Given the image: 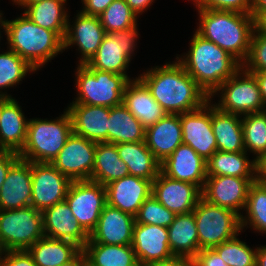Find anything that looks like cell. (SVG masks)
<instances>
[{"label": "cell", "mask_w": 266, "mask_h": 266, "mask_svg": "<svg viewBox=\"0 0 266 266\" xmlns=\"http://www.w3.org/2000/svg\"><path fill=\"white\" fill-rule=\"evenodd\" d=\"M123 104L145 128L155 124L167 114L138 78L127 84Z\"/></svg>", "instance_id": "27"}, {"label": "cell", "mask_w": 266, "mask_h": 266, "mask_svg": "<svg viewBox=\"0 0 266 266\" xmlns=\"http://www.w3.org/2000/svg\"><path fill=\"white\" fill-rule=\"evenodd\" d=\"M145 141V127L124 104L109 108L107 143Z\"/></svg>", "instance_id": "33"}, {"label": "cell", "mask_w": 266, "mask_h": 266, "mask_svg": "<svg viewBox=\"0 0 266 266\" xmlns=\"http://www.w3.org/2000/svg\"><path fill=\"white\" fill-rule=\"evenodd\" d=\"M81 250L74 242L47 236L27 249L36 266H60L72 260Z\"/></svg>", "instance_id": "34"}, {"label": "cell", "mask_w": 266, "mask_h": 266, "mask_svg": "<svg viewBox=\"0 0 266 266\" xmlns=\"http://www.w3.org/2000/svg\"><path fill=\"white\" fill-rule=\"evenodd\" d=\"M82 266H91L88 262H85Z\"/></svg>", "instance_id": "61"}, {"label": "cell", "mask_w": 266, "mask_h": 266, "mask_svg": "<svg viewBox=\"0 0 266 266\" xmlns=\"http://www.w3.org/2000/svg\"><path fill=\"white\" fill-rule=\"evenodd\" d=\"M254 18V28L257 32L266 34V10L251 11Z\"/></svg>", "instance_id": "51"}, {"label": "cell", "mask_w": 266, "mask_h": 266, "mask_svg": "<svg viewBox=\"0 0 266 266\" xmlns=\"http://www.w3.org/2000/svg\"><path fill=\"white\" fill-rule=\"evenodd\" d=\"M77 65L74 73L77 95L72 103L108 108L123 104L124 91L130 82L125 75Z\"/></svg>", "instance_id": "6"}, {"label": "cell", "mask_w": 266, "mask_h": 266, "mask_svg": "<svg viewBox=\"0 0 266 266\" xmlns=\"http://www.w3.org/2000/svg\"><path fill=\"white\" fill-rule=\"evenodd\" d=\"M256 266H266V245H260L257 249Z\"/></svg>", "instance_id": "54"}, {"label": "cell", "mask_w": 266, "mask_h": 266, "mask_svg": "<svg viewBox=\"0 0 266 266\" xmlns=\"http://www.w3.org/2000/svg\"><path fill=\"white\" fill-rule=\"evenodd\" d=\"M86 262V257L81 250L72 260L60 265V266H82Z\"/></svg>", "instance_id": "53"}, {"label": "cell", "mask_w": 266, "mask_h": 266, "mask_svg": "<svg viewBox=\"0 0 266 266\" xmlns=\"http://www.w3.org/2000/svg\"><path fill=\"white\" fill-rule=\"evenodd\" d=\"M258 179L266 183V156L258 163Z\"/></svg>", "instance_id": "55"}, {"label": "cell", "mask_w": 266, "mask_h": 266, "mask_svg": "<svg viewBox=\"0 0 266 266\" xmlns=\"http://www.w3.org/2000/svg\"><path fill=\"white\" fill-rule=\"evenodd\" d=\"M137 26L138 24L122 31L106 33L97 52L83 65L87 69L125 75L130 81L137 79V76L132 79L127 73L140 38Z\"/></svg>", "instance_id": "9"}, {"label": "cell", "mask_w": 266, "mask_h": 266, "mask_svg": "<svg viewBox=\"0 0 266 266\" xmlns=\"http://www.w3.org/2000/svg\"><path fill=\"white\" fill-rule=\"evenodd\" d=\"M147 266H194L193 259L173 256L170 259L151 263Z\"/></svg>", "instance_id": "49"}, {"label": "cell", "mask_w": 266, "mask_h": 266, "mask_svg": "<svg viewBox=\"0 0 266 266\" xmlns=\"http://www.w3.org/2000/svg\"><path fill=\"white\" fill-rule=\"evenodd\" d=\"M193 262L194 266H228L213 248L198 251Z\"/></svg>", "instance_id": "46"}, {"label": "cell", "mask_w": 266, "mask_h": 266, "mask_svg": "<svg viewBox=\"0 0 266 266\" xmlns=\"http://www.w3.org/2000/svg\"><path fill=\"white\" fill-rule=\"evenodd\" d=\"M151 194L168 210L186 214L195 209L202 198V189L192 183L172 179L160 171L152 181Z\"/></svg>", "instance_id": "17"}, {"label": "cell", "mask_w": 266, "mask_h": 266, "mask_svg": "<svg viewBox=\"0 0 266 266\" xmlns=\"http://www.w3.org/2000/svg\"><path fill=\"white\" fill-rule=\"evenodd\" d=\"M160 171L172 179L189 182L203 189L207 178V160L182 143L160 164Z\"/></svg>", "instance_id": "18"}, {"label": "cell", "mask_w": 266, "mask_h": 266, "mask_svg": "<svg viewBox=\"0 0 266 266\" xmlns=\"http://www.w3.org/2000/svg\"><path fill=\"white\" fill-rule=\"evenodd\" d=\"M169 248L173 256L193 259L199 251L198 232L193 212L176 214L167 228Z\"/></svg>", "instance_id": "31"}, {"label": "cell", "mask_w": 266, "mask_h": 266, "mask_svg": "<svg viewBox=\"0 0 266 266\" xmlns=\"http://www.w3.org/2000/svg\"><path fill=\"white\" fill-rule=\"evenodd\" d=\"M55 119L30 118L26 143L18 154L28 162L51 163L73 133L72 120L66 109Z\"/></svg>", "instance_id": "5"}, {"label": "cell", "mask_w": 266, "mask_h": 266, "mask_svg": "<svg viewBox=\"0 0 266 266\" xmlns=\"http://www.w3.org/2000/svg\"><path fill=\"white\" fill-rule=\"evenodd\" d=\"M131 246L140 266L173 257L167 227L135 223Z\"/></svg>", "instance_id": "19"}, {"label": "cell", "mask_w": 266, "mask_h": 266, "mask_svg": "<svg viewBox=\"0 0 266 266\" xmlns=\"http://www.w3.org/2000/svg\"><path fill=\"white\" fill-rule=\"evenodd\" d=\"M197 12L199 22L196 32L243 64L248 58L255 29L253 16L213 9H197Z\"/></svg>", "instance_id": "3"}, {"label": "cell", "mask_w": 266, "mask_h": 266, "mask_svg": "<svg viewBox=\"0 0 266 266\" xmlns=\"http://www.w3.org/2000/svg\"><path fill=\"white\" fill-rule=\"evenodd\" d=\"M266 10V0H253L252 11Z\"/></svg>", "instance_id": "57"}, {"label": "cell", "mask_w": 266, "mask_h": 266, "mask_svg": "<svg viewBox=\"0 0 266 266\" xmlns=\"http://www.w3.org/2000/svg\"><path fill=\"white\" fill-rule=\"evenodd\" d=\"M246 151L224 152L217 150L207 160V176H234L258 178V162L250 159Z\"/></svg>", "instance_id": "28"}, {"label": "cell", "mask_w": 266, "mask_h": 266, "mask_svg": "<svg viewBox=\"0 0 266 266\" xmlns=\"http://www.w3.org/2000/svg\"><path fill=\"white\" fill-rule=\"evenodd\" d=\"M0 53V96L12 98L6 89L17 87L31 73L37 72L16 52L7 48ZM4 92H3V91Z\"/></svg>", "instance_id": "39"}, {"label": "cell", "mask_w": 266, "mask_h": 266, "mask_svg": "<svg viewBox=\"0 0 266 266\" xmlns=\"http://www.w3.org/2000/svg\"><path fill=\"white\" fill-rule=\"evenodd\" d=\"M237 234L213 249L228 266H256V252L258 247L251 248L245 241H241Z\"/></svg>", "instance_id": "40"}, {"label": "cell", "mask_w": 266, "mask_h": 266, "mask_svg": "<svg viewBox=\"0 0 266 266\" xmlns=\"http://www.w3.org/2000/svg\"><path fill=\"white\" fill-rule=\"evenodd\" d=\"M212 129L217 150L224 152L245 151L241 115L220 111L212 102Z\"/></svg>", "instance_id": "30"}, {"label": "cell", "mask_w": 266, "mask_h": 266, "mask_svg": "<svg viewBox=\"0 0 266 266\" xmlns=\"http://www.w3.org/2000/svg\"><path fill=\"white\" fill-rule=\"evenodd\" d=\"M129 175L127 164L119 157L116 144L97 143L91 181L104 186Z\"/></svg>", "instance_id": "35"}, {"label": "cell", "mask_w": 266, "mask_h": 266, "mask_svg": "<svg viewBox=\"0 0 266 266\" xmlns=\"http://www.w3.org/2000/svg\"><path fill=\"white\" fill-rule=\"evenodd\" d=\"M114 0H81V12L87 15L100 16Z\"/></svg>", "instance_id": "47"}, {"label": "cell", "mask_w": 266, "mask_h": 266, "mask_svg": "<svg viewBox=\"0 0 266 266\" xmlns=\"http://www.w3.org/2000/svg\"><path fill=\"white\" fill-rule=\"evenodd\" d=\"M69 18L70 15L63 39V51L76 46L80 54L77 62L83 65L97 52L106 31L101 25L99 16L87 15L79 11L72 22Z\"/></svg>", "instance_id": "14"}, {"label": "cell", "mask_w": 266, "mask_h": 266, "mask_svg": "<svg viewBox=\"0 0 266 266\" xmlns=\"http://www.w3.org/2000/svg\"><path fill=\"white\" fill-rule=\"evenodd\" d=\"M135 217L106 204L87 243L130 245Z\"/></svg>", "instance_id": "21"}, {"label": "cell", "mask_w": 266, "mask_h": 266, "mask_svg": "<svg viewBox=\"0 0 266 266\" xmlns=\"http://www.w3.org/2000/svg\"><path fill=\"white\" fill-rule=\"evenodd\" d=\"M255 75L258 82L262 100L266 107V71L263 72H251Z\"/></svg>", "instance_id": "52"}, {"label": "cell", "mask_w": 266, "mask_h": 266, "mask_svg": "<svg viewBox=\"0 0 266 266\" xmlns=\"http://www.w3.org/2000/svg\"><path fill=\"white\" fill-rule=\"evenodd\" d=\"M39 1H43V0H11V2H13L12 4L15 6H18V8L20 7L21 9H24L26 6L33 4L35 2H39Z\"/></svg>", "instance_id": "56"}, {"label": "cell", "mask_w": 266, "mask_h": 266, "mask_svg": "<svg viewBox=\"0 0 266 266\" xmlns=\"http://www.w3.org/2000/svg\"><path fill=\"white\" fill-rule=\"evenodd\" d=\"M154 1L155 0H125L138 17H140L143 12H147V10H149L148 8L155 3Z\"/></svg>", "instance_id": "50"}, {"label": "cell", "mask_w": 266, "mask_h": 266, "mask_svg": "<svg viewBox=\"0 0 266 266\" xmlns=\"http://www.w3.org/2000/svg\"><path fill=\"white\" fill-rule=\"evenodd\" d=\"M73 133L96 142H107L109 108L71 103L67 106Z\"/></svg>", "instance_id": "25"}, {"label": "cell", "mask_w": 266, "mask_h": 266, "mask_svg": "<svg viewBox=\"0 0 266 266\" xmlns=\"http://www.w3.org/2000/svg\"><path fill=\"white\" fill-rule=\"evenodd\" d=\"M244 211L245 213L240 216L242 232L250 228L254 232L266 235V183L259 179L253 182L249 188Z\"/></svg>", "instance_id": "37"}, {"label": "cell", "mask_w": 266, "mask_h": 266, "mask_svg": "<svg viewBox=\"0 0 266 266\" xmlns=\"http://www.w3.org/2000/svg\"><path fill=\"white\" fill-rule=\"evenodd\" d=\"M145 143L162 163L183 143L180 114H166L155 124L145 128Z\"/></svg>", "instance_id": "26"}, {"label": "cell", "mask_w": 266, "mask_h": 266, "mask_svg": "<svg viewBox=\"0 0 266 266\" xmlns=\"http://www.w3.org/2000/svg\"><path fill=\"white\" fill-rule=\"evenodd\" d=\"M196 9L236 11L251 14L253 0H190Z\"/></svg>", "instance_id": "44"}, {"label": "cell", "mask_w": 266, "mask_h": 266, "mask_svg": "<svg viewBox=\"0 0 266 266\" xmlns=\"http://www.w3.org/2000/svg\"><path fill=\"white\" fill-rule=\"evenodd\" d=\"M67 0H43L26 6L23 14L36 25L65 37L69 12Z\"/></svg>", "instance_id": "29"}, {"label": "cell", "mask_w": 266, "mask_h": 266, "mask_svg": "<svg viewBox=\"0 0 266 266\" xmlns=\"http://www.w3.org/2000/svg\"><path fill=\"white\" fill-rule=\"evenodd\" d=\"M175 216L174 212L168 210L151 194L139 208L135 216V223L168 228L174 221Z\"/></svg>", "instance_id": "42"}, {"label": "cell", "mask_w": 266, "mask_h": 266, "mask_svg": "<svg viewBox=\"0 0 266 266\" xmlns=\"http://www.w3.org/2000/svg\"><path fill=\"white\" fill-rule=\"evenodd\" d=\"M25 117L19 101L2 96L0 114V151L20 153L26 139L29 118Z\"/></svg>", "instance_id": "24"}, {"label": "cell", "mask_w": 266, "mask_h": 266, "mask_svg": "<svg viewBox=\"0 0 266 266\" xmlns=\"http://www.w3.org/2000/svg\"><path fill=\"white\" fill-rule=\"evenodd\" d=\"M3 12L4 11L0 10V42H1V40H3V39H1L3 37L2 34L6 35L5 16L3 15ZM1 30H3V31H1ZM2 32H4V33H2Z\"/></svg>", "instance_id": "58"}, {"label": "cell", "mask_w": 266, "mask_h": 266, "mask_svg": "<svg viewBox=\"0 0 266 266\" xmlns=\"http://www.w3.org/2000/svg\"><path fill=\"white\" fill-rule=\"evenodd\" d=\"M105 187L107 204L134 217L152 193L150 180L131 175L115 180Z\"/></svg>", "instance_id": "20"}, {"label": "cell", "mask_w": 266, "mask_h": 266, "mask_svg": "<svg viewBox=\"0 0 266 266\" xmlns=\"http://www.w3.org/2000/svg\"><path fill=\"white\" fill-rule=\"evenodd\" d=\"M71 182L52 163L32 162L31 206L43 211L65 201Z\"/></svg>", "instance_id": "13"}, {"label": "cell", "mask_w": 266, "mask_h": 266, "mask_svg": "<svg viewBox=\"0 0 266 266\" xmlns=\"http://www.w3.org/2000/svg\"><path fill=\"white\" fill-rule=\"evenodd\" d=\"M5 26L7 48L36 71L64 52L63 40L54 31L36 25L23 13L15 19H5Z\"/></svg>", "instance_id": "4"}, {"label": "cell", "mask_w": 266, "mask_h": 266, "mask_svg": "<svg viewBox=\"0 0 266 266\" xmlns=\"http://www.w3.org/2000/svg\"><path fill=\"white\" fill-rule=\"evenodd\" d=\"M167 114H183L210 100L206 92L175 59L151 67L137 77Z\"/></svg>", "instance_id": "1"}, {"label": "cell", "mask_w": 266, "mask_h": 266, "mask_svg": "<svg viewBox=\"0 0 266 266\" xmlns=\"http://www.w3.org/2000/svg\"><path fill=\"white\" fill-rule=\"evenodd\" d=\"M99 18L106 33L131 28L137 24L139 19L125 0H114Z\"/></svg>", "instance_id": "41"}, {"label": "cell", "mask_w": 266, "mask_h": 266, "mask_svg": "<svg viewBox=\"0 0 266 266\" xmlns=\"http://www.w3.org/2000/svg\"><path fill=\"white\" fill-rule=\"evenodd\" d=\"M242 66L249 72L266 71V34L259 33L254 29L250 52Z\"/></svg>", "instance_id": "43"}, {"label": "cell", "mask_w": 266, "mask_h": 266, "mask_svg": "<svg viewBox=\"0 0 266 266\" xmlns=\"http://www.w3.org/2000/svg\"><path fill=\"white\" fill-rule=\"evenodd\" d=\"M188 47L187 53L181 56L176 54L175 60L184 67L209 97L242 67V64L231 54L196 31Z\"/></svg>", "instance_id": "2"}, {"label": "cell", "mask_w": 266, "mask_h": 266, "mask_svg": "<svg viewBox=\"0 0 266 266\" xmlns=\"http://www.w3.org/2000/svg\"><path fill=\"white\" fill-rule=\"evenodd\" d=\"M183 144L208 160L216 151L217 143L212 129V101L202 107L180 114Z\"/></svg>", "instance_id": "15"}, {"label": "cell", "mask_w": 266, "mask_h": 266, "mask_svg": "<svg viewBox=\"0 0 266 266\" xmlns=\"http://www.w3.org/2000/svg\"><path fill=\"white\" fill-rule=\"evenodd\" d=\"M244 148L258 163L266 156V110L242 115Z\"/></svg>", "instance_id": "38"}, {"label": "cell", "mask_w": 266, "mask_h": 266, "mask_svg": "<svg viewBox=\"0 0 266 266\" xmlns=\"http://www.w3.org/2000/svg\"><path fill=\"white\" fill-rule=\"evenodd\" d=\"M44 236L68 240L83 248L89 234L81 227L66 201L42 211Z\"/></svg>", "instance_id": "23"}, {"label": "cell", "mask_w": 266, "mask_h": 266, "mask_svg": "<svg viewBox=\"0 0 266 266\" xmlns=\"http://www.w3.org/2000/svg\"><path fill=\"white\" fill-rule=\"evenodd\" d=\"M257 179L207 176L202 189V198L213 205L228 208L241 216L246 206L249 188Z\"/></svg>", "instance_id": "16"}, {"label": "cell", "mask_w": 266, "mask_h": 266, "mask_svg": "<svg viewBox=\"0 0 266 266\" xmlns=\"http://www.w3.org/2000/svg\"><path fill=\"white\" fill-rule=\"evenodd\" d=\"M82 250L91 266H140L131 244L86 243Z\"/></svg>", "instance_id": "36"}, {"label": "cell", "mask_w": 266, "mask_h": 266, "mask_svg": "<svg viewBox=\"0 0 266 266\" xmlns=\"http://www.w3.org/2000/svg\"><path fill=\"white\" fill-rule=\"evenodd\" d=\"M65 201L81 227L90 235L107 204L106 187L91 180L72 181Z\"/></svg>", "instance_id": "11"}, {"label": "cell", "mask_w": 266, "mask_h": 266, "mask_svg": "<svg viewBox=\"0 0 266 266\" xmlns=\"http://www.w3.org/2000/svg\"><path fill=\"white\" fill-rule=\"evenodd\" d=\"M44 236L42 211L32 206L0 210V247L27 250Z\"/></svg>", "instance_id": "10"}, {"label": "cell", "mask_w": 266, "mask_h": 266, "mask_svg": "<svg viewBox=\"0 0 266 266\" xmlns=\"http://www.w3.org/2000/svg\"><path fill=\"white\" fill-rule=\"evenodd\" d=\"M20 159L18 153L1 152L0 153V190L5 181L8 170Z\"/></svg>", "instance_id": "48"}, {"label": "cell", "mask_w": 266, "mask_h": 266, "mask_svg": "<svg viewBox=\"0 0 266 266\" xmlns=\"http://www.w3.org/2000/svg\"><path fill=\"white\" fill-rule=\"evenodd\" d=\"M216 95L220 97L217 103L212 100ZM210 100L220 111L241 116L266 110L255 75L243 66L212 93Z\"/></svg>", "instance_id": "7"}, {"label": "cell", "mask_w": 266, "mask_h": 266, "mask_svg": "<svg viewBox=\"0 0 266 266\" xmlns=\"http://www.w3.org/2000/svg\"><path fill=\"white\" fill-rule=\"evenodd\" d=\"M119 157L127 164L129 175L151 182L160 173V162L146 146L145 141L116 144Z\"/></svg>", "instance_id": "32"}, {"label": "cell", "mask_w": 266, "mask_h": 266, "mask_svg": "<svg viewBox=\"0 0 266 266\" xmlns=\"http://www.w3.org/2000/svg\"><path fill=\"white\" fill-rule=\"evenodd\" d=\"M1 111H2V96H0V114H1Z\"/></svg>", "instance_id": "59"}, {"label": "cell", "mask_w": 266, "mask_h": 266, "mask_svg": "<svg viewBox=\"0 0 266 266\" xmlns=\"http://www.w3.org/2000/svg\"><path fill=\"white\" fill-rule=\"evenodd\" d=\"M2 266H36L27 250L4 251Z\"/></svg>", "instance_id": "45"}, {"label": "cell", "mask_w": 266, "mask_h": 266, "mask_svg": "<svg viewBox=\"0 0 266 266\" xmlns=\"http://www.w3.org/2000/svg\"><path fill=\"white\" fill-rule=\"evenodd\" d=\"M3 252H4V251H3V250L1 249V247H0V254H3Z\"/></svg>", "instance_id": "62"}, {"label": "cell", "mask_w": 266, "mask_h": 266, "mask_svg": "<svg viewBox=\"0 0 266 266\" xmlns=\"http://www.w3.org/2000/svg\"><path fill=\"white\" fill-rule=\"evenodd\" d=\"M199 239V251L212 249L241 234L240 216L201 198L193 210Z\"/></svg>", "instance_id": "8"}, {"label": "cell", "mask_w": 266, "mask_h": 266, "mask_svg": "<svg viewBox=\"0 0 266 266\" xmlns=\"http://www.w3.org/2000/svg\"><path fill=\"white\" fill-rule=\"evenodd\" d=\"M2 257H3V254H0V266H2Z\"/></svg>", "instance_id": "60"}, {"label": "cell", "mask_w": 266, "mask_h": 266, "mask_svg": "<svg viewBox=\"0 0 266 266\" xmlns=\"http://www.w3.org/2000/svg\"><path fill=\"white\" fill-rule=\"evenodd\" d=\"M96 142L72 133L51 162L71 181L90 180L95 163Z\"/></svg>", "instance_id": "12"}, {"label": "cell", "mask_w": 266, "mask_h": 266, "mask_svg": "<svg viewBox=\"0 0 266 266\" xmlns=\"http://www.w3.org/2000/svg\"><path fill=\"white\" fill-rule=\"evenodd\" d=\"M32 162L19 159L9 170L0 190V210L31 206Z\"/></svg>", "instance_id": "22"}]
</instances>
